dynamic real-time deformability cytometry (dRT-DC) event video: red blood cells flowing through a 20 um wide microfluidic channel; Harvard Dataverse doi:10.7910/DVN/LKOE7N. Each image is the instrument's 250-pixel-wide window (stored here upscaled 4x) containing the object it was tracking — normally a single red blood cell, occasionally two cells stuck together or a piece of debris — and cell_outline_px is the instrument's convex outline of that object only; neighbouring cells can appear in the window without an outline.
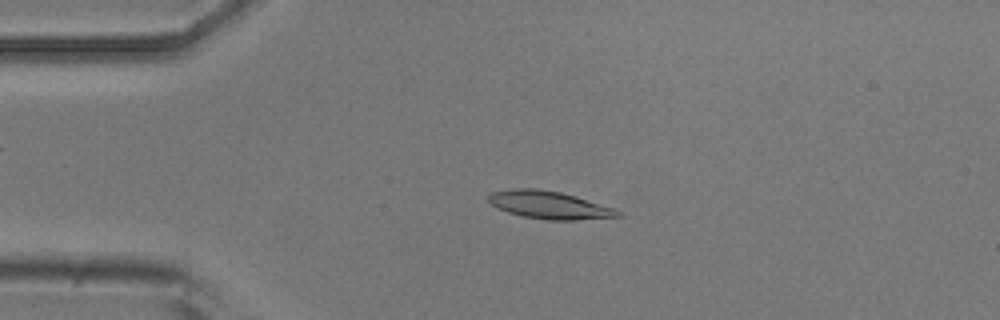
{"species": "common noctule bat (a hibernating species)", "species_latin": "Nyctalus noctula", "temperature_condition": "room temperature", "stored_images_in_passage": 40, "camera_frame_rate_fps": 3000, "um_per_image_px": 0.085, "animal": {"sex": "male", "body_mass_g": 20.5, "forearm_length_mm": 52.5}, "frame": {"image": 1, "passage_image": 2, "time_ms": 0.333, "image_size_px": [1000, 320], "cell_outline_px": [[624, 216], [576, 220], [548, 220], [520, 216], [496, 208], [488, 200], [488, 196], [492, 192], [512, 188], [536, 188], [560, 192], [616, 208]], "centroid_in_image_um": [46.69, 17.43], "position_along_channel_um": 38.3, "area_um2": 20.98}}
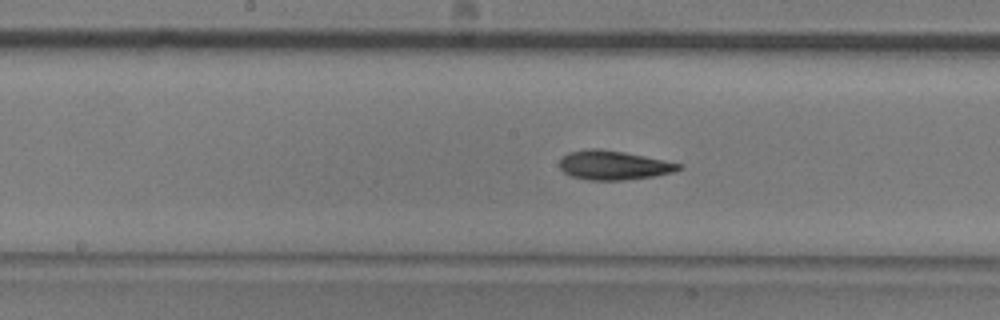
{"frame": {"image": 2, "passage_image": 17, "time_ms": 5.333, "image_size_px": [1000, 320], "cell_outline_px": [[684, 168], [672, 172], [656, 176], [624, 180], [588, 180], [572, 176], [564, 172], [560, 168], [560, 160], [568, 152], [588, 148], [600, 148], [624, 152], [684, 164]], "centroid_in_image_um": [52.18, 14.04], "position_along_channel_um": 196.0, "area_um2": 20.35}}
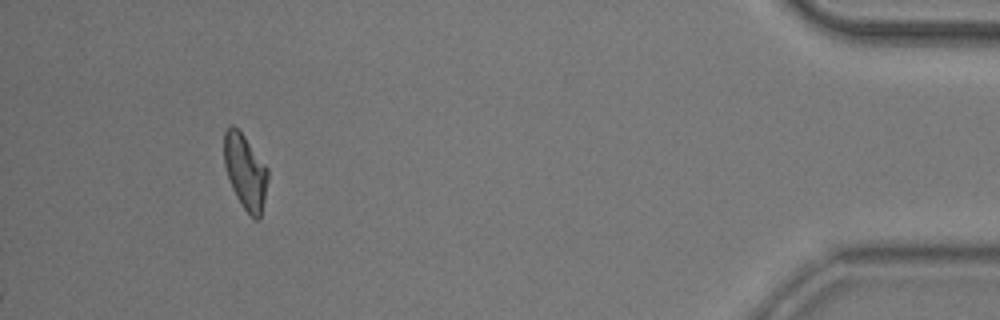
{"frame": {"image": 3, "passage_image": 40, "time_ms": 13.0, "image_size_px": [1000, 320], "cell_outline_px": [[268, 180], [260, 220], [256, 220], [244, 208], [236, 196], [232, 188], [224, 164], [224, 132], [232, 124], [244, 136], [268, 168]], "centroid_in_image_um": [20.85, 14.6], "position_along_channel_um": 414.3, "area_um2": 18.84}, "authors_computed_cell_mechanics": {"area_um2": 19.8254, "velocity_mm_per_s": 3.7182, "shape_relaxation_time_tau1_ms": 5.4585, "shape_relaxation_time_tau2_ms": 2.3145, "deformation_change_tau1": 0.1635, "deformation_change_tau2": 0.0959}}